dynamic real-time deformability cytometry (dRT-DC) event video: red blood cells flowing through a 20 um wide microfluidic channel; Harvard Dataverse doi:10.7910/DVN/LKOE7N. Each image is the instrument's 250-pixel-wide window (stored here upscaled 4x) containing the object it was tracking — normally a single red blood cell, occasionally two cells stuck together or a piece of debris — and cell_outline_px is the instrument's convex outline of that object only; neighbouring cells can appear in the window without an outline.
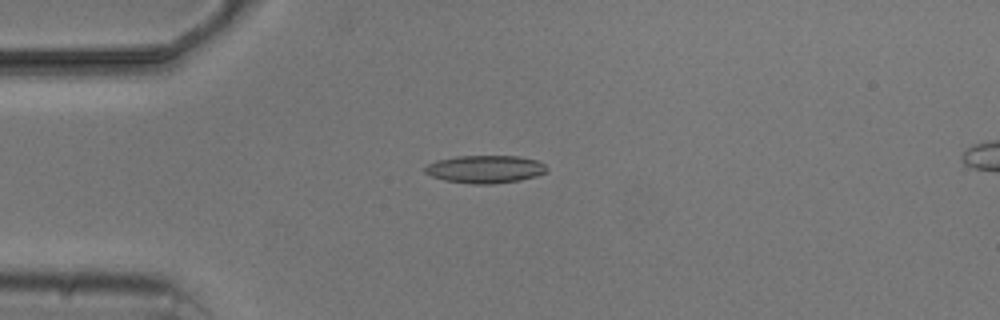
{"species": "common noctule bat (a hibernating species)", "species_latin": "Nyctalus noctula", "temperature_condition": "cold", "stored_images_in_passage": 5, "camera_frame_rate_fps": 3000, "um_per_image_px": 0.085, "animal": {"sex": "male", "body_mass_g": 20.5, "forearm_length_mm": 52.5}, "frame": {"image": 1, "passage_image": 3, "time_ms": 2.333, "image_size_px": [1000, 320], "cell_outline_px": [[548, 168], [544, 172], [536, 176], [520, 180], [492, 184], [472, 184], [444, 180], [432, 176], [424, 172], [424, 168], [428, 164], [436, 160], [456, 156], [520, 156], [536, 160], [544, 164]], "centroid_in_image_um": [41.22, 14.38], "position_along_channel_um": 43.8, "area_um2": 19.71}}